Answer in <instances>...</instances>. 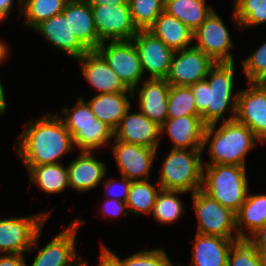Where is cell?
<instances>
[{
    "mask_svg": "<svg viewBox=\"0 0 266 266\" xmlns=\"http://www.w3.org/2000/svg\"><path fill=\"white\" fill-rule=\"evenodd\" d=\"M74 148L62 119L48 113L25 124L15 151L25 166H40L61 163L60 158Z\"/></svg>",
    "mask_w": 266,
    "mask_h": 266,
    "instance_id": "1",
    "label": "cell"
},
{
    "mask_svg": "<svg viewBox=\"0 0 266 266\" xmlns=\"http://www.w3.org/2000/svg\"><path fill=\"white\" fill-rule=\"evenodd\" d=\"M234 70L235 62L215 63L205 80L190 85L197 112L206 125L235 120L238 93L233 91ZM226 110L231 112L228 118L223 117Z\"/></svg>",
    "mask_w": 266,
    "mask_h": 266,
    "instance_id": "2",
    "label": "cell"
},
{
    "mask_svg": "<svg viewBox=\"0 0 266 266\" xmlns=\"http://www.w3.org/2000/svg\"><path fill=\"white\" fill-rule=\"evenodd\" d=\"M217 124L207 125L205 128L202 150L209 145L211 156V162L206 161L205 165L246 166V155L261 141L250 128L236 120L224 121L219 128H216Z\"/></svg>",
    "mask_w": 266,
    "mask_h": 266,
    "instance_id": "3",
    "label": "cell"
},
{
    "mask_svg": "<svg viewBox=\"0 0 266 266\" xmlns=\"http://www.w3.org/2000/svg\"><path fill=\"white\" fill-rule=\"evenodd\" d=\"M201 189L236 214L249 193L246 166L203 165Z\"/></svg>",
    "mask_w": 266,
    "mask_h": 266,
    "instance_id": "4",
    "label": "cell"
},
{
    "mask_svg": "<svg viewBox=\"0 0 266 266\" xmlns=\"http://www.w3.org/2000/svg\"><path fill=\"white\" fill-rule=\"evenodd\" d=\"M202 148L171 149L166 155L159 175L162 190L191 192L202 188Z\"/></svg>",
    "mask_w": 266,
    "mask_h": 266,
    "instance_id": "5",
    "label": "cell"
},
{
    "mask_svg": "<svg viewBox=\"0 0 266 266\" xmlns=\"http://www.w3.org/2000/svg\"><path fill=\"white\" fill-rule=\"evenodd\" d=\"M62 114L64 116L59 117L73 137L75 148L77 146L80 151L93 152L114 138V130L95 117L82 96L71 109L64 106Z\"/></svg>",
    "mask_w": 266,
    "mask_h": 266,
    "instance_id": "6",
    "label": "cell"
},
{
    "mask_svg": "<svg viewBox=\"0 0 266 266\" xmlns=\"http://www.w3.org/2000/svg\"><path fill=\"white\" fill-rule=\"evenodd\" d=\"M40 212L24 217L0 218V254H20L32 252L38 248L41 230L49 219Z\"/></svg>",
    "mask_w": 266,
    "mask_h": 266,
    "instance_id": "7",
    "label": "cell"
},
{
    "mask_svg": "<svg viewBox=\"0 0 266 266\" xmlns=\"http://www.w3.org/2000/svg\"><path fill=\"white\" fill-rule=\"evenodd\" d=\"M192 200L198 218L196 233L240 240L236 231L235 213L222 206L202 189L192 194Z\"/></svg>",
    "mask_w": 266,
    "mask_h": 266,
    "instance_id": "8",
    "label": "cell"
},
{
    "mask_svg": "<svg viewBox=\"0 0 266 266\" xmlns=\"http://www.w3.org/2000/svg\"><path fill=\"white\" fill-rule=\"evenodd\" d=\"M97 51L129 90L133 91L139 86L144 73L138 50L132 40L105 41L98 46Z\"/></svg>",
    "mask_w": 266,
    "mask_h": 266,
    "instance_id": "9",
    "label": "cell"
},
{
    "mask_svg": "<svg viewBox=\"0 0 266 266\" xmlns=\"http://www.w3.org/2000/svg\"><path fill=\"white\" fill-rule=\"evenodd\" d=\"M99 40L129 41L138 32L133 24L129 4L90 5Z\"/></svg>",
    "mask_w": 266,
    "mask_h": 266,
    "instance_id": "10",
    "label": "cell"
},
{
    "mask_svg": "<svg viewBox=\"0 0 266 266\" xmlns=\"http://www.w3.org/2000/svg\"><path fill=\"white\" fill-rule=\"evenodd\" d=\"M231 35L220 15L213 10L206 20L193 32V46L207 54L215 63H232L234 56Z\"/></svg>",
    "mask_w": 266,
    "mask_h": 266,
    "instance_id": "11",
    "label": "cell"
},
{
    "mask_svg": "<svg viewBox=\"0 0 266 266\" xmlns=\"http://www.w3.org/2000/svg\"><path fill=\"white\" fill-rule=\"evenodd\" d=\"M238 91L235 120L246 125L255 136L266 143V83L249 82Z\"/></svg>",
    "mask_w": 266,
    "mask_h": 266,
    "instance_id": "12",
    "label": "cell"
},
{
    "mask_svg": "<svg viewBox=\"0 0 266 266\" xmlns=\"http://www.w3.org/2000/svg\"><path fill=\"white\" fill-rule=\"evenodd\" d=\"M84 221L76 218L63 231L40 248L31 266H81L85 263L77 258L76 235ZM78 259V261H77ZM77 261V262H76Z\"/></svg>",
    "mask_w": 266,
    "mask_h": 266,
    "instance_id": "13",
    "label": "cell"
},
{
    "mask_svg": "<svg viewBox=\"0 0 266 266\" xmlns=\"http://www.w3.org/2000/svg\"><path fill=\"white\" fill-rule=\"evenodd\" d=\"M215 62L194 46L173 54L165 80L172 86H190L205 80Z\"/></svg>",
    "mask_w": 266,
    "mask_h": 266,
    "instance_id": "14",
    "label": "cell"
},
{
    "mask_svg": "<svg viewBox=\"0 0 266 266\" xmlns=\"http://www.w3.org/2000/svg\"><path fill=\"white\" fill-rule=\"evenodd\" d=\"M138 50L142 71L147 79H165L174 51L148 30H138L131 39Z\"/></svg>",
    "mask_w": 266,
    "mask_h": 266,
    "instance_id": "15",
    "label": "cell"
},
{
    "mask_svg": "<svg viewBox=\"0 0 266 266\" xmlns=\"http://www.w3.org/2000/svg\"><path fill=\"white\" fill-rule=\"evenodd\" d=\"M112 151L121 176L131 181L148 180L157 149L114 140Z\"/></svg>",
    "mask_w": 266,
    "mask_h": 266,
    "instance_id": "16",
    "label": "cell"
},
{
    "mask_svg": "<svg viewBox=\"0 0 266 266\" xmlns=\"http://www.w3.org/2000/svg\"><path fill=\"white\" fill-rule=\"evenodd\" d=\"M76 60L86 81L98 90L97 94L132 92L97 50H90Z\"/></svg>",
    "mask_w": 266,
    "mask_h": 266,
    "instance_id": "17",
    "label": "cell"
},
{
    "mask_svg": "<svg viewBox=\"0 0 266 266\" xmlns=\"http://www.w3.org/2000/svg\"><path fill=\"white\" fill-rule=\"evenodd\" d=\"M130 109L131 107L114 130V138L158 150L159 141L162 138L160 126L150 121L141 112L130 113Z\"/></svg>",
    "mask_w": 266,
    "mask_h": 266,
    "instance_id": "18",
    "label": "cell"
},
{
    "mask_svg": "<svg viewBox=\"0 0 266 266\" xmlns=\"http://www.w3.org/2000/svg\"><path fill=\"white\" fill-rule=\"evenodd\" d=\"M33 29L55 46V49L67 53L74 60L89 51L72 33L68 19H65L63 13L41 21Z\"/></svg>",
    "mask_w": 266,
    "mask_h": 266,
    "instance_id": "19",
    "label": "cell"
},
{
    "mask_svg": "<svg viewBox=\"0 0 266 266\" xmlns=\"http://www.w3.org/2000/svg\"><path fill=\"white\" fill-rule=\"evenodd\" d=\"M145 79H142V87L137 86L132 92H139L141 113L161 127L167 119L170 84L165 79Z\"/></svg>",
    "mask_w": 266,
    "mask_h": 266,
    "instance_id": "20",
    "label": "cell"
},
{
    "mask_svg": "<svg viewBox=\"0 0 266 266\" xmlns=\"http://www.w3.org/2000/svg\"><path fill=\"white\" fill-rule=\"evenodd\" d=\"M67 167L69 187L78 192H88L97 187L106 175V162L93 157L92 151H79Z\"/></svg>",
    "mask_w": 266,
    "mask_h": 266,
    "instance_id": "21",
    "label": "cell"
},
{
    "mask_svg": "<svg viewBox=\"0 0 266 266\" xmlns=\"http://www.w3.org/2000/svg\"><path fill=\"white\" fill-rule=\"evenodd\" d=\"M206 124L201 116L167 118L160 127L161 135L166 132L173 142L172 149L202 148Z\"/></svg>",
    "mask_w": 266,
    "mask_h": 266,
    "instance_id": "22",
    "label": "cell"
},
{
    "mask_svg": "<svg viewBox=\"0 0 266 266\" xmlns=\"http://www.w3.org/2000/svg\"><path fill=\"white\" fill-rule=\"evenodd\" d=\"M72 33L90 51L102 43L95 27L93 12L86 0H69L62 11Z\"/></svg>",
    "mask_w": 266,
    "mask_h": 266,
    "instance_id": "23",
    "label": "cell"
},
{
    "mask_svg": "<svg viewBox=\"0 0 266 266\" xmlns=\"http://www.w3.org/2000/svg\"><path fill=\"white\" fill-rule=\"evenodd\" d=\"M235 242L221 236L196 233L191 266H227L228 254Z\"/></svg>",
    "mask_w": 266,
    "mask_h": 266,
    "instance_id": "24",
    "label": "cell"
},
{
    "mask_svg": "<svg viewBox=\"0 0 266 266\" xmlns=\"http://www.w3.org/2000/svg\"><path fill=\"white\" fill-rule=\"evenodd\" d=\"M129 95L134 99L133 92L95 94L87 103L97 119L115 130L131 107Z\"/></svg>",
    "mask_w": 266,
    "mask_h": 266,
    "instance_id": "25",
    "label": "cell"
},
{
    "mask_svg": "<svg viewBox=\"0 0 266 266\" xmlns=\"http://www.w3.org/2000/svg\"><path fill=\"white\" fill-rule=\"evenodd\" d=\"M147 30L174 52L193 46V31L166 12L161 13Z\"/></svg>",
    "mask_w": 266,
    "mask_h": 266,
    "instance_id": "26",
    "label": "cell"
},
{
    "mask_svg": "<svg viewBox=\"0 0 266 266\" xmlns=\"http://www.w3.org/2000/svg\"><path fill=\"white\" fill-rule=\"evenodd\" d=\"M236 231L239 239H247L266 223V194H247L245 202L235 214ZM247 228L250 234L243 230Z\"/></svg>",
    "mask_w": 266,
    "mask_h": 266,
    "instance_id": "27",
    "label": "cell"
},
{
    "mask_svg": "<svg viewBox=\"0 0 266 266\" xmlns=\"http://www.w3.org/2000/svg\"><path fill=\"white\" fill-rule=\"evenodd\" d=\"M212 8L206 5V0H165L164 12L194 32L214 10Z\"/></svg>",
    "mask_w": 266,
    "mask_h": 266,
    "instance_id": "28",
    "label": "cell"
},
{
    "mask_svg": "<svg viewBox=\"0 0 266 266\" xmlns=\"http://www.w3.org/2000/svg\"><path fill=\"white\" fill-rule=\"evenodd\" d=\"M26 167L30 183L48 194H58L69 187L68 170L61 163Z\"/></svg>",
    "mask_w": 266,
    "mask_h": 266,
    "instance_id": "29",
    "label": "cell"
},
{
    "mask_svg": "<svg viewBox=\"0 0 266 266\" xmlns=\"http://www.w3.org/2000/svg\"><path fill=\"white\" fill-rule=\"evenodd\" d=\"M69 0H18L20 15L25 16V26L34 28L41 21L62 13Z\"/></svg>",
    "mask_w": 266,
    "mask_h": 266,
    "instance_id": "30",
    "label": "cell"
},
{
    "mask_svg": "<svg viewBox=\"0 0 266 266\" xmlns=\"http://www.w3.org/2000/svg\"><path fill=\"white\" fill-rule=\"evenodd\" d=\"M152 184L148 180L132 181L126 205L130 213L138 217L140 213L151 214L153 212L156 197L161 186Z\"/></svg>",
    "mask_w": 266,
    "mask_h": 266,
    "instance_id": "31",
    "label": "cell"
},
{
    "mask_svg": "<svg viewBox=\"0 0 266 266\" xmlns=\"http://www.w3.org/2000/svg\"><path fill=\"white\" fill-rule=\"evenodd\" d=\"M183 191L160 190L153 208V218L162 224H172L184 214V204L179 198Z\"/></svg>",
    "mask_w": 266,
    "mask_h": 266,
    "instance_id": "32",
    "label": "cell"
},
{
    "mask_svg": "<svg viewBox=\"0 0 266 266\" xmlns=\"http://www.w3.org/2000/svg\"><path fill=\"white\" fill-rule=\"evenodd\" d=\"M232 21L244 29L266 23V0H234Z\"/></svg>",
    "mask_w": 266,
    "mask_h": 266,
    "instance_id": "33",
    "label": "cell"
},
{
    "mask_svg": "<svg viewBox=\"0 0 266 266\" xmlns=\"http://www.w3.org/2000/svg\"><path fill=\"white\" fill-rule=\"evenodd\" d=\"M194 95L190 86L170 85L168 95L167 118H179L184 116H201L197 112Z\"/></svg>",
    "mask_w": 266,
    "mask_h": 266,
    "instance_id": "34",
    "label": "cell"
},
{
    "mask_svg": "<svg viewBox=\"0 0 266 266\" xmlns=\"http://www.w3.org/2000/svg\"><path fill=\"white\" fill-rule=\"evenodd\" d=\"M165 0H129L131 18L138 30H147L164 12Z\"/></svg>",
    "mask_w": 266,
    "mask_h": 266,
    "instance_id": "35",
    "label": "cell"
},
{
    "mask_svg": "<svg viewBox=\"0 0 266 266\" xmlns=\"http://www.w3.org/2000/svg\"><path fill=\"white\" fill-rule=\"evenodd\" d=\"M122 266H171L173 263L163 248L141 250L124 259L105 247Z\"/></svg>",
    "mask_w": 266,
    "mask_h": 266,
    "instance_id": "36",
    "label": "cell"
},
{
    "mask_svg": "<svg viewBox=\"0 0 266 266\" xmlns=\"http://www.w3.org/2000/svg\"><path fill=\"white\" fill-rule=\"evenodd\" d=\"M227 266H261V261L256 248L247 239H240L230 248Z\"/></svg>",
    "mask_w": 266,
    "mask_h": 266,
    "instance_id": "37",
    "label": "cell"
},
{
    "mask_svg": "<svg viewBox=\"0 0 266 266\" xmlns=\"http://www.w3.org/2000/svg\"><path fill=\"white\" fill-rule=\"evenodd\" d=\"M241 64L248 83H266V42L241 61Z\"/></svg>",
    "mask_w": 266,
    "mask_h": 266,
    "instance_id": "38",
    "label": "cell"
},
{
    "mask_svg": "<svg viewBox=\"0 0 266 266\" xmlns=\"http://www.w3.org/2000/svg\"><path fill=\"white\" fill-rule=\"evenodd\" d=\"M119 181L114 178H108L107 182L103 181L101 183L105 186L106 196H109L107 197L108 199H116L122 202H126L132 181L127 179L125 176H122V179H120ZM116 185H122V187L116 190L114 188L116 187Z\"/></svg>",
    "mask_w": 266,
    "mask_h": 266,
    "instance_id": "39",
    "label": "cell"
},
{
    "mask_svg": "<svg viewBox=\"0 0 266 266\" xmlns=\"http://www.w3.org/2000/svg\"><path fill=\"white\" fill-rule=\"evenodd\" d=\"M101 208L102 215L105 217H119L120 215L127 216L126 202H122L116 199H106L104 205Z\"/></svg>",
    "mask_w": 266,
    "mask_h": 266,
    "instance_id": "40",
    "label": "cell"
},
{
    "mask_svg": "<svg viewBox=\"0 0 266 266\" xmlns=\"http://www.w3.org/2000/svg\"><path fill=\"white\" fill-rule=\"evenodd\" d=\"M247 240L256 249H266V223L252 233Z\"/></svg>",
    "mask_w": 266,
    "mask_h": 266,
    "instance_id": "41",
    "label": "cell"
},
{
    "mask_svg": "<svg viewBox=\"0 0 266 266\" xmlns=\"http://www.w3.org/2000/svg\"><path fill=\"white\" fill-rule=\"evenodd\" d=\"M25 260L20 254H0V266H27Z\"/></svg>",
    "mask_w": 266,
    "mask_h": 266,
    "instance_id": "42",
    "label": "cell"
},
{
    "mask_svg": "<svg viewBox=\"0 0 266 266\" xmlns=\"http://www.w3.org/2000/svg\"><path fill=\"white\" fill-rule=\"evenodd\" d=\"M101 255L99 256L97 266H122L121 263L105 248L101 246Z\"/></svg>",
    "mask_w": 266,
    "mask_h": 266,
    "instance_id": "43",
    "label": "cell"
},
{
    "mask_svg": "<svg viewBox=\"0 0 266 266\" xmlns=\"http://www.w3.org/2000/svg\"><path fill=\"white\" fill-rule=\"evenodd\" d=\"M13 1L14 0H0V22L3 20L5 21L10 14L14 6L13 4H15Z\"/></svg>",
    "mask_w": 266,
    "mask_h": 266,
    "instance_id": "44",
    "label": "cell"
},
{
    "mask_svg": "<svg viewBox=\"0 0 266 266\" xmlns=\"http://www.w3.org/2000/svg\"><path fill=\"white\" fill-rule=\"evenodd\" d=\"M90 5H100V4H129V0H86Z\"/></svg>",
    "mask_w": 266,
    "mask_h": 266,
    "instance_id": "45",
    "label": "cell"
},
{
    "mask_svg": "<svg viewBox=\"0 0 266 266\" xmlns=\"http://www.w3.org/2000/svg\"><path fill=\"white\" fill-rule=\"evenodd\" d=\"M9 47L3 40H0V64L6 61L7 57L9 58Z\"/></svg>",
    "mask_w": 266,
    "mask_h": 266,
    "instance_id": "46",
    "label": "cell"
},
{
    "mask_svg": "<svg viewBox=\"0 0 266 266\" xmlns=\"http://www.w3.org/2000/svg\"><path fill=\"white\" fill-rule=\"evenodd\" d=\"M2 82L0 80V116H3V114L6 112L7 109V103L5 99V92L3 89Z\"/></svg>",
    "mask_w": 266,
    "mask_h": 266,
    "instance_id": "47",
    "label": "cell"
},
{
    "mask_svg": "<svg viewBox=\"0 0 266 266\" xmlns=\"http://www.w3.org/2000/svg\"><path fill=\"white\" fill-rule=\"evenodd\" d=\"M261 261V266H266V249H256Z\"/></svg>",
    "mask_w": 266,
    "mask_h": 266,
    "instance_id": "48",
    "label": "cell"
},
{
    "mask_svg": "<svg viewBox=\"0 0 266 266\" xmlns=\"http://www.w3.org/2000/svg\"><path fill=\"white\" fill-rule=\"evenodd\" d=\"M81 266H88V261H85V263L82 264Z\"/></svg>",
    "mask_w": 266,
    "mask_h": 266,
    "instance_id": "49",
    "label": "cell"
}]
</instances>
